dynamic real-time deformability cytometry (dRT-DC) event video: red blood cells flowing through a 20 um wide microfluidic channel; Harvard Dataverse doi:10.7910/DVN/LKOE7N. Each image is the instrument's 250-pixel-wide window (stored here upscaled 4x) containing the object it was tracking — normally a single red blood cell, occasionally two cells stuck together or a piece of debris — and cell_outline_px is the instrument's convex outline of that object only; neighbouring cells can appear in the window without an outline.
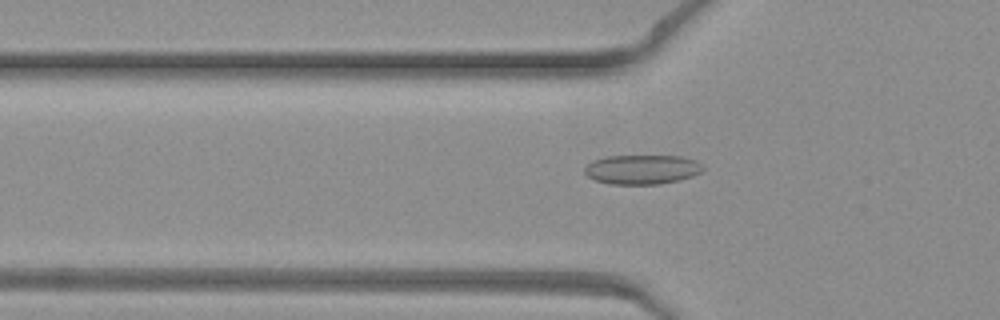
{"species": "common noctule bat (a hibernating species)", "species_latin": "Nyctalus noctula", "temperature_condition": "warm", "stored_images_in_passage": 48, "camera_frame_rate_fps": 3000, "um_per_image_px": 0.085, "animal": {"sex": "female", "body_mass_g": 19.3, "forearm_length_mm": 54.1}, "frame": {"image": 1, "passage_image": 16, "time_ms": 5.0, "image_size_px": [1000, 320], "cell_outline_px": [[704, 168], [700, 172], [692, 176], [680, 180], [660, 184], [612, 184], [596, 180], [588, 176], [584, 172], [584, 168], [592, 160], [604, 156], [680, 156], [696, 160]], "centroid_in_image_um": [54.56, 14.4], "position_along_channel_um": 71.2, "area_um2": 20.29}}
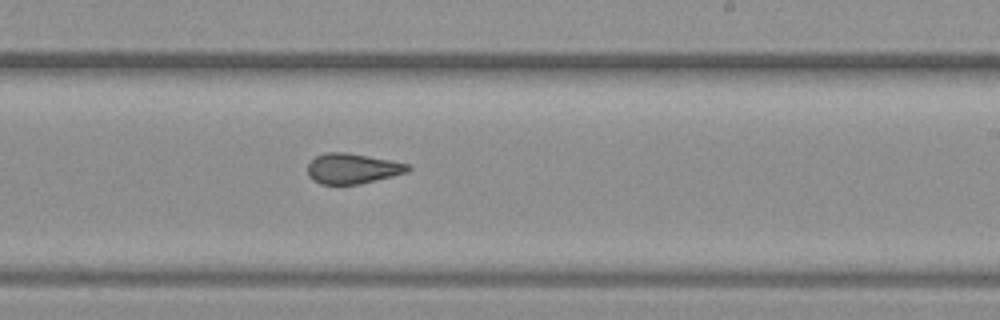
{"frame": {"image": 2, "passage_image": 29, "time_ms": 9.333, "image_size_px": [1000, 320], "cell_outline_px": [[412, 168], [408, 172], [360, 184], [320, 184], [312, 180], [308, 176], [308, 164], [316, 156], [328, 152], [344, 152], [388, 160], [408, 164]], "centroid_in_image_um": [29.94, 14.34], "position_along_channel_um": 259.1, "area_um2": 17.51}}
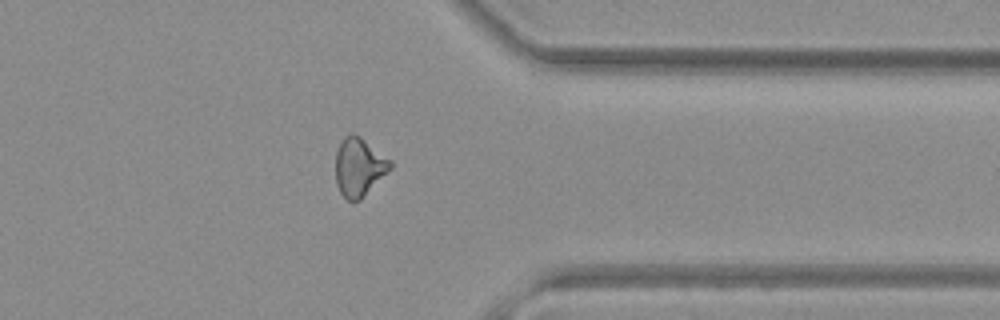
{"frame": {"image": 3, "passage_image": 38, "time_ms": 12.333, "image_size_px": [1000, 320], "cell_outline_px": [[392, 168], [360, 200], [348, 200], [340, 192], [336, 184], [336, 152], [344, 136], [352, 132], [360, 136], [392, 160]], "centroid_in_image_um": [30.53, 14.17], "position_along_channel_um": 380.9, "area_um2": 18.61}}